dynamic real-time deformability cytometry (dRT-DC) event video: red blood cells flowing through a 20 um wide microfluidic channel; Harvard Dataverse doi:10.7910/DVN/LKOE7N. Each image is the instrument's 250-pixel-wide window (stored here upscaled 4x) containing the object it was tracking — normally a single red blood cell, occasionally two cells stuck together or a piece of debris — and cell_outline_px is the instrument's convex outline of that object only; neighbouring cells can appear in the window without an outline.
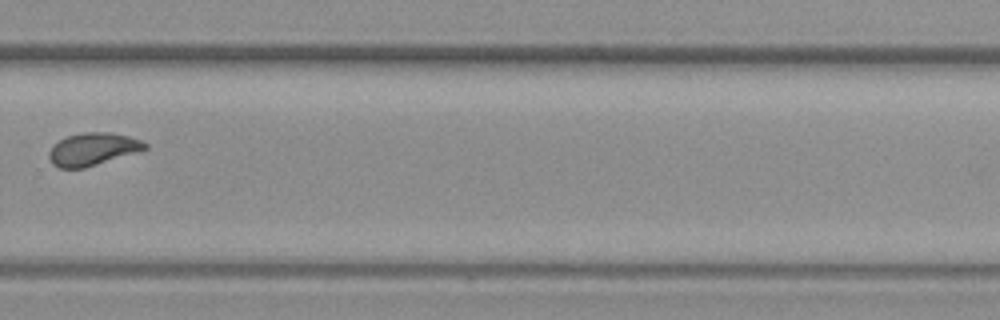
{"species": "common noctule bat (a hibernating species)", "species_latin": "Nyctalus noctula", "temperature_condition": "warm", "stored_images_in_passage": 16, "camera_frame_rate_fps": 3000, "um_per_image_px": 0.085, "animal": {"sex": "female", "body_mass_g": 19.3, "forearm_length_mm": 54.1}, "frame": {"image": 1, "passage_image": 11, "time_ms": 3.333, "image_size_px": [1000, 320], "cell_outline_px": [[148, 148], [84, 168], [60, 168], [52, 164], [48, 156], [48, 152], [52, 144], [68, 136], [84, 132], [108, 132], [128, 136], [140, 140], [148, 144]], "centroid_in_image_um": [7.84, 12.67], "position_along_channel_um": 322.0, "area_um2": 18.03}}
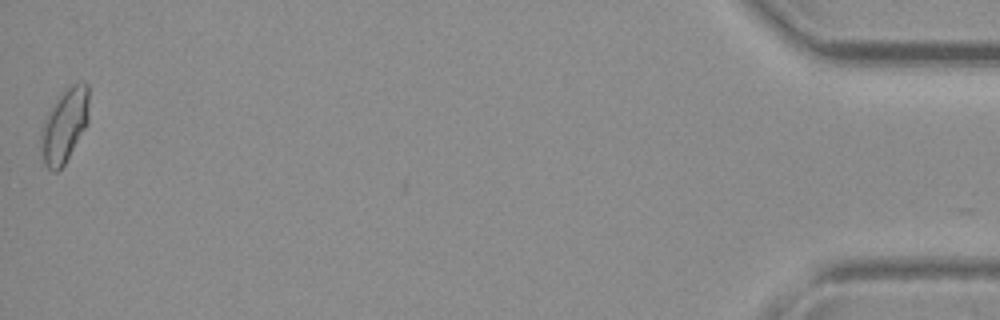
{"frame": {"image": 2, "passage_image": 16, "time_ms": 5.0, "image_size_px": [1000, 320], "cell_outline_px": [[88, 124], [64, 164], [56, 172], [52, 172], [44, 164], [40, 136], [40, 132], [44, 120], [56, 96], [64, 88], [72, 84], [88, 84]], "centroid_in_image_um": [5.47, 10.64], "position_along_channel_um": 429.7, "area_um2": 20.69}}